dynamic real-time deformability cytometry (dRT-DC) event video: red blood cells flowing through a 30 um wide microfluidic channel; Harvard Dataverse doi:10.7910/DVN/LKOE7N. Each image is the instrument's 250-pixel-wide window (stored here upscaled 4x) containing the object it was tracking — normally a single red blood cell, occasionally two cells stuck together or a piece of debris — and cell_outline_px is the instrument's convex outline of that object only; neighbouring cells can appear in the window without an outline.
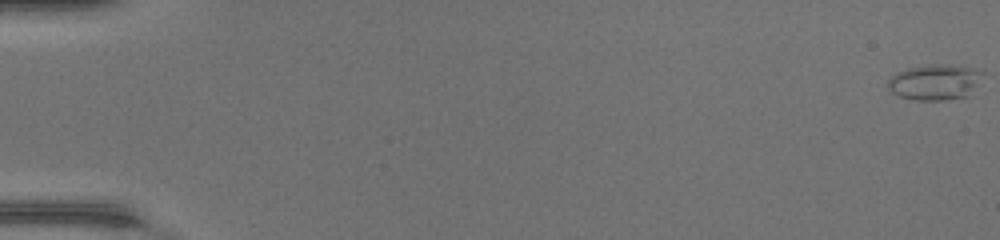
{"species": "common noctule bat (a hibernating species)", "species_latin": "Nyctalus noctula", "temperature_condition": "warm", "stored_images_in_passage": 50, "camera_frame_rate_fps": 3000, "um_per_image_px": 0.085, "animal": {"sex": "female", "body_mass_g": 17.0, "forearm_length_mm": 48.0}, "frame": {"image": 1, "passage_image": 1, "time_ms": 0.0, "image_size_px": [1000, 240], "cell_outline_px": [[984, 72], [968, 96], [944, 100], [912, 100], [900, 96], [892, 92], [888, 88], [888, 80], [896, 72], [908, 68], [928, 64], [948, 64], [968, 68]], "centroid_in_image_um": [79.41, 6.98], "position_along_channel_um": 5.6, "area_um2": 19.48}}
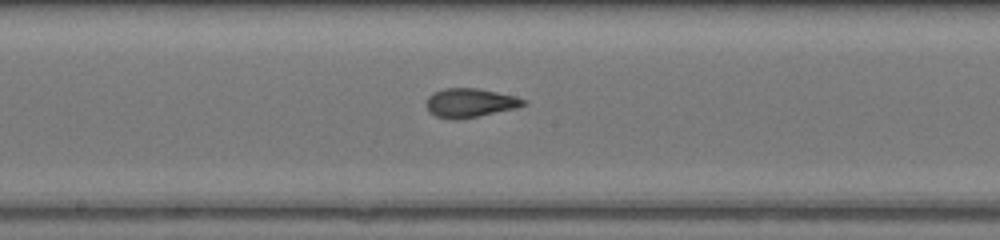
{"frame": {"image": 2, "passage_image": 28, "time_ms": 9.0, "image_size_px": [1000, 240], "cell_outline_px": [[528, 104], [516, 108], [456, 120], [436, 116], [428, 112], [424, 104], [428, 96], [432, 92], [444, 88], [476, 88], [516, 96], [528, 100]], "centroid_in_image_um": [39.92, 8.73], "position_along_channel_um": 208.3, "area_um2": 16.53}}
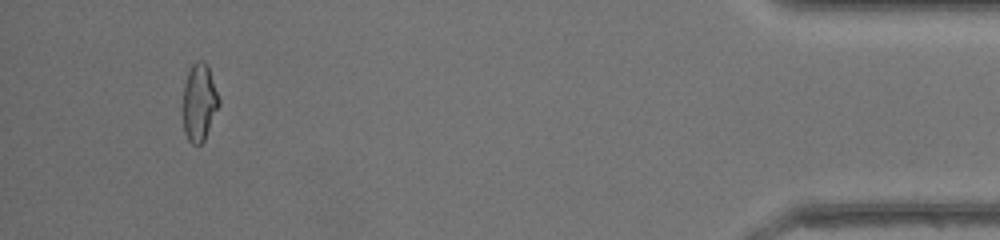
{"frame": {"image": 3, "passage_image": 47, "time_ms": 15.333, "image_size_px": [1000, 240], "cell_outline_px": [[220, 104], [204, 140], [200, 144], [192, 144], [188, 140], [184, 132], [184, 84], [188, 68], [196, 60], [204, 60], [208, 64], [220, 100]], "centroid_in_image_um": [16.95, 8.65], "position_along_channel_um": 418.3, "area_um2": 16.3}, "authors_computed_cell_mechanics": {"area_um2": 16.5886, "velocity_mm_per_s": 4.3924, "shape_relaxation_time_tau1_ms": null, "shape_relaxation_time_tau2_ms": 0.8702, "deformation_change_tau1": null, "deformation_change_tau2": 0.0746}}